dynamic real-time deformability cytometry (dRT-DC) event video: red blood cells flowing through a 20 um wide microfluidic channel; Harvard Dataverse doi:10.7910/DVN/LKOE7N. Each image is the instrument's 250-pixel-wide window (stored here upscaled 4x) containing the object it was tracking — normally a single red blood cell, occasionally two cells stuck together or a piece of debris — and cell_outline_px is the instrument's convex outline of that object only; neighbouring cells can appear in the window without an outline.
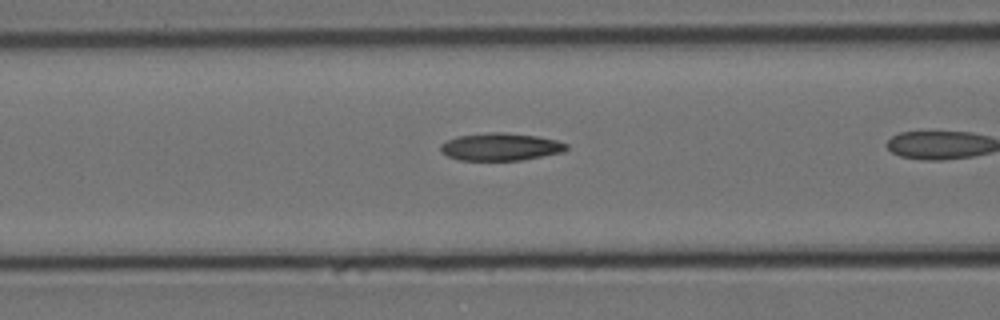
{"species": "Egyptian fruit bat (a non-hibernating species)", "species_latin": "Rousettus aegyptiacus", "temperature_condition": "cold", "stored_images_in_passage": 39, "camera_frame_rate_fps": 3000, "um_per_image_px": 0.085, "animal": {"sex": "female"}, "frame": {"image": 1, "passage_image": 18, "time_ms": 5.667, "image_size_px": [1000, 320], "cell_outline_px": [[568, 148], [564, 152], [520, 160], [460, 160], [448, 156], [440, 152], [440, 144], [456, 136], [492, 132], [504, 132], [536, 136], [556, 140], [568, 144]], "centroid_in_image_um": [42.54, 12.48], "position_along_channel_um": 124.1, "area_um2": 20.17}}
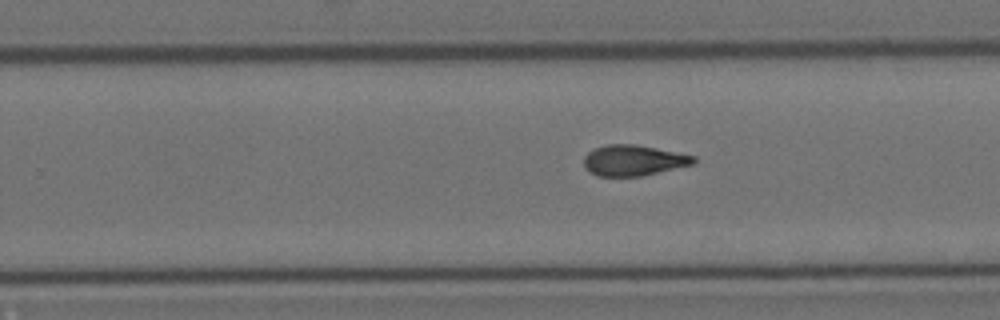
{"frame": {"image": 2, "passage_image": 31, "time_ms": 10.0, "image_size_px": [1000, 320], "cell_outline_px": [[696, 164], [640, 176], [596, 176], [588, 172], [584, 168], [584, 156], [588, 152], [596, 148], [608, 144], [636, 144], [696, 156]], "centroid_in_image_um": [53.84, 13.64], "position_along_channel_um": 276.0, "area_um2": 19.77}}
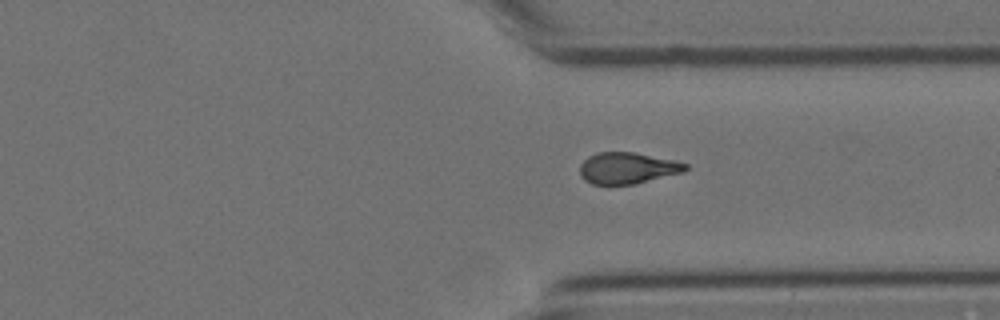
{"frame": {"image": 3, "passage_image": 38, "time_ms": 12.333, "image_size_px": [1000, 320], "cell_outline_px": [[688, 168], [684, 172], [632, 184], [592, 184], [584, 180], [580, 176], [580, 164], [588, 156], [596, 152], [632, 152], [676, 160], [688, 164]], "centroid_in_image_um": [53.32, 14.28], "position_along_channel_um": 358.1, "area_um2": 19.31}}